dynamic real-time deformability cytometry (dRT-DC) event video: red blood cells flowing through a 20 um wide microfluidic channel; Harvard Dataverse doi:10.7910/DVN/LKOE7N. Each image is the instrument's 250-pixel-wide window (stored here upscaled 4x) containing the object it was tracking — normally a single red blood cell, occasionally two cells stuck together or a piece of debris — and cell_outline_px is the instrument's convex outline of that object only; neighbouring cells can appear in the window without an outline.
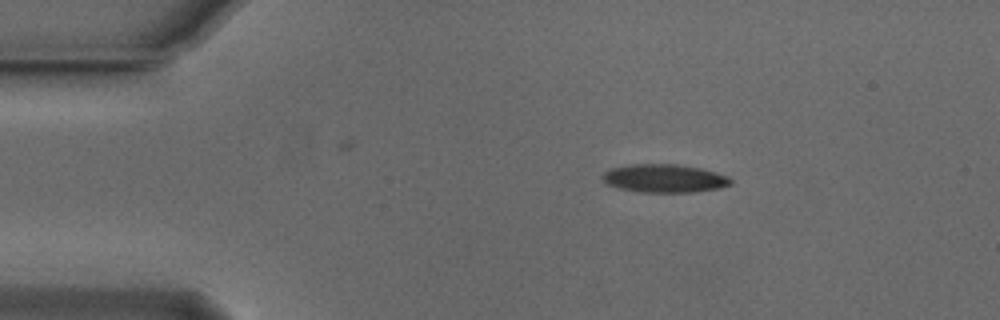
{"species": "Egyptian fruit bat (a non-hibernating species)", "species_latin": "Rousettus aegyptiacus", "temperature_condition": "cold", "stored_images_in_passage": 45, "camera_frame_rate_fps": 3000, "um_per_image_px": 0.085, "animal": {"sex": "male"}, "frame": {"image": 1, "passage_image": 1, "time_ms": 0.0, "image_size_px": [1000, 320], "cell_outline_px": [[732, 184], [720, 188], [692, 192], [640, 192], [620, 188], [604, 184], [600, 176], [608, 168], [632, 164], [676, 164], [700, 168], [716, 172], [728, 176], [732, 180]], "centroid_in_image_um": [56.43, 15.16], "position_along_channel_um": 28.6, "area_um2": 21.33}}
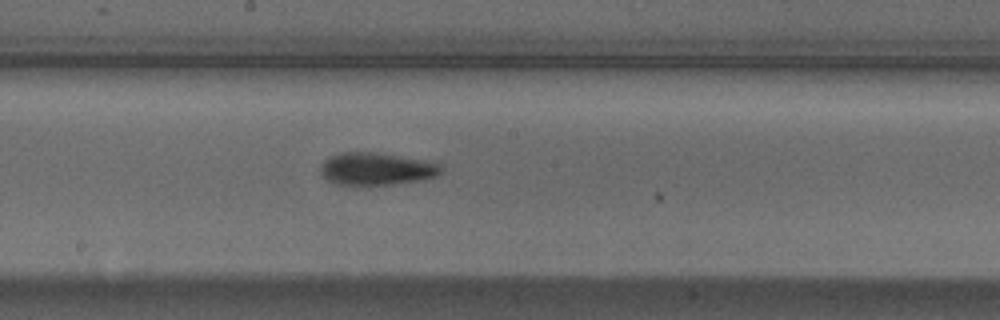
{"frame": {"image": 2, "passage_image": 20, "time_ms": 6.333, "image_size_px": [1000, 320], "cell_outline_px": [[444, 168], [436, 176], [424, 180], [392, 184], [336, 184], [328, 180], [320, 172], [320, 168], [324, 160], [340, 152], [372, 152], [432, 160], [440, 164]], "centroid_in_image_um": [32.06, 14.34], "position_along_channel_um": 216.1, "area_um2": 22.89}}
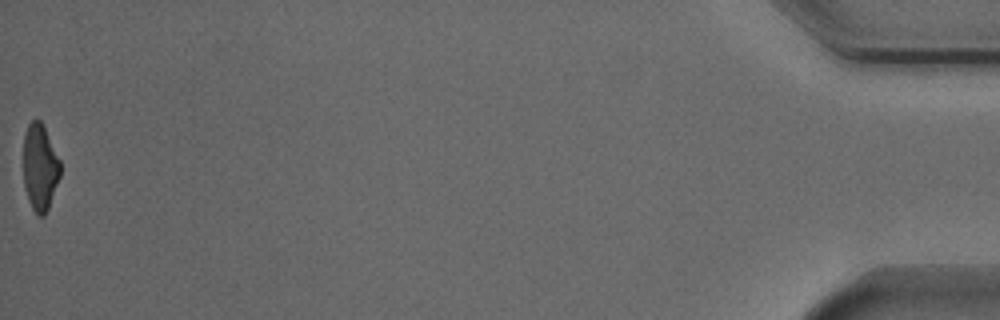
{"frame": {"image": 3, "passage_image": 45, "time_ms": 14.667, "image_size_px": [1000, 320], "cell_outline_px": [[60, 176], [48, 208], [44, 216], [36, 216], [28, 200], [24, 188], [24, 132], [28, 124], [32, 120], [40, 120], [60, 160]], "centroid_in_image_um": [3.38, 14.25], "position_along_channel_um": 431.8, "area_um2": 18.5}, "authors_computed_cell_mechanics": {"area_um2": 21.8484, "velocity_mm_per_s": 3.8619, "shape_relaxation_time_tau1_ms": 4.3285, "shape_relaxation_time_tau2_ms": 5.5063, "deformation_change_tau1": 0.1508, "deformation_change_tau2": 0.1475}}